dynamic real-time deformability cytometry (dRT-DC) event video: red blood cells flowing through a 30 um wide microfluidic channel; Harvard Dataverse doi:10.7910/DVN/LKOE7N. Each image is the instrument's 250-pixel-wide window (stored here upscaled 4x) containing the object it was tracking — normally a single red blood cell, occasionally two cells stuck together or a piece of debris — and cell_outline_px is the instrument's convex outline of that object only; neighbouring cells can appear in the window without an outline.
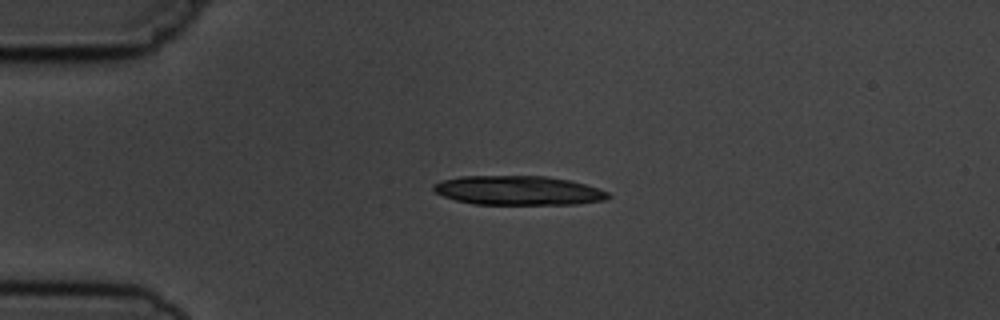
{"species": "common noctule bat (a hibernating species)", "species_latin": "Nyctalus noctula", "temperature_condition": "cold", "stored_images_in_passage": 2, "camera_frame_rate_fps": 3000, "um_per_image_px": 0.085, "animal": {"sex": "male", "body_mass_g": 19.5, "forearm_length_mm": 54.6}, "frame": {"image": 1, "passage_image": 1, "time_ms": 0.0, "image_size_px": [1000, 320], "cell_outline_px": [[612, 196], [608, 200], [576, 204], [472, 204], [456, 200], [444, 196], [436, 192], [432, 188], [432, 184], [440, 180], [460, 176], [548, 176], [568, 180], [584, 184], [608, 192]], "centroid_in_image_um": [44.04, 16.19], "position_along_channel_um": 41.0, "area_um2": 29.82}}